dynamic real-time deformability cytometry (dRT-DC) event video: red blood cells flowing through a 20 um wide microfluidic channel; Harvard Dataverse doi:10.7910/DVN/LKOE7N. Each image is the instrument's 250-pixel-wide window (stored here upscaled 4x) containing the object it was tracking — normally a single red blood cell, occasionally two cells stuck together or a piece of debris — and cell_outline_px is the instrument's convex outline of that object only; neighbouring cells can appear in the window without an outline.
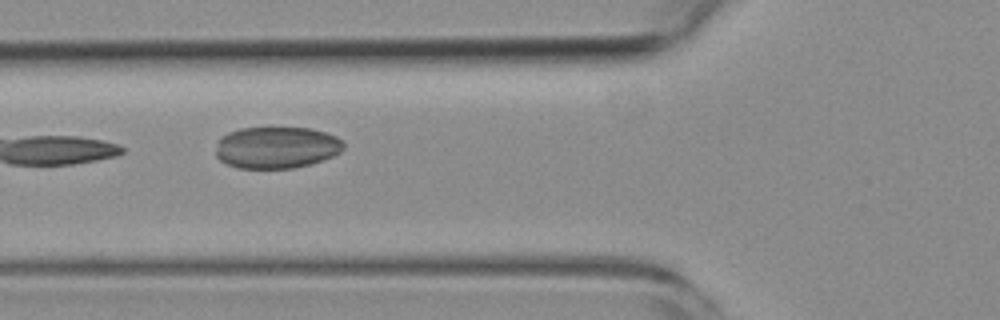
{"species": "common noctule bat (a hibernating species)", "species_latin": "Nyctalus noctula", "temperature_condition": "room temperature", "stored_images_in_passage": 13, "camera_frame_rate_fps": 3000, "um_per_image_px": 0.085, "animal": {"sex": "female", "body_mass_g": 19.3, "forearm_length_mm": 54.1}, "frame": {"image": 1, "passage_image": 8, "time_ms": 8.667, "image_size_px": [1000, 320], "cell_outline_px": [[344, 148], [340, 152], [332, 156], [312, 164], [292, 168], [236, 168], [220, 160], [216, 156], [216, 148], [220, 136], [228, 132], [240, 128], [308, 128], [324, 132], [336, 136], [344, 144]], "centroid_in_image_um": [23.48, 12.54], "position_along_channel_um": 102.3, "area_um2": 31.1}}
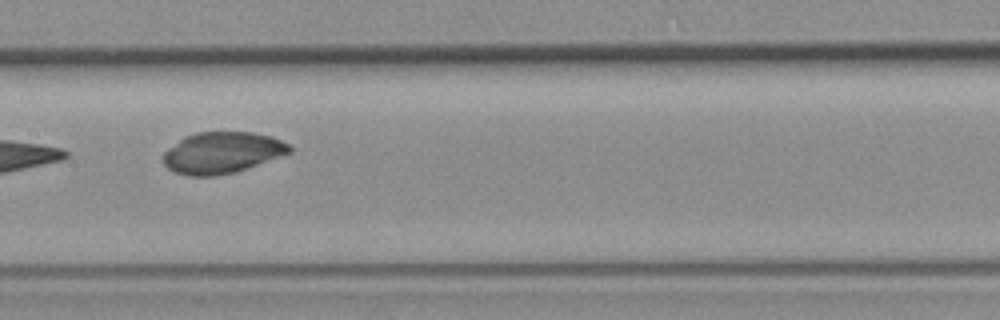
{"frame": {"image": 2, "passage_image": 10, "time_ms": 11.0, "image_size_px": [1000, 320], "cell_outline_px": [[292, 152], [236, 172], [216, 176], [188, 176], [172, 172], [164, 164], [164, 152], [168, 148], [184, 136], [196, 132], [252, 132], [272, 136], [288, 144], [292, 148]], "centroid_in_image_um": [18.86, 12.98], "position_along_channel_um": 188.5, "area_um2": 30.58}}
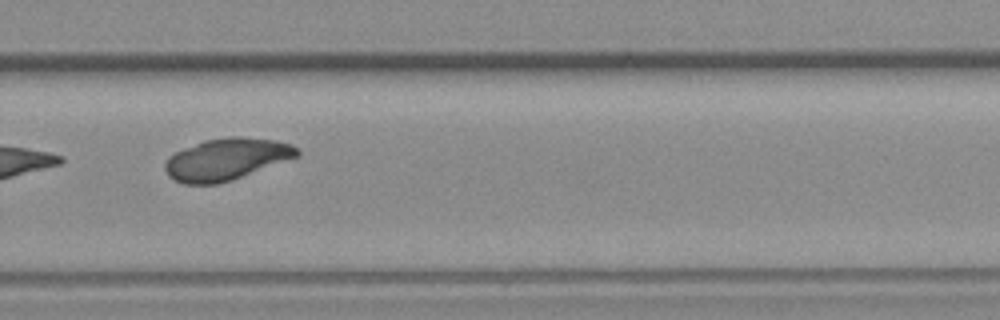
{"frame": {"image": 3, "passage_image": 13, "time_ms": 14.333, "image_size_px": [1000, 320], "cell_outline_px": [[300, 156], [216, 184], [184, 184], [172, 180], [168, 176], [164, 168], [164, 164], [168, 156], [184, 148], [204, 140], [228, 136], [240, 136], [272, 140], [292, 144], [300, 152]], "centroid_in_image_um": [19.2, 13.52], "position_along_channel_um": 310.6, "area_um2": 31.91}}